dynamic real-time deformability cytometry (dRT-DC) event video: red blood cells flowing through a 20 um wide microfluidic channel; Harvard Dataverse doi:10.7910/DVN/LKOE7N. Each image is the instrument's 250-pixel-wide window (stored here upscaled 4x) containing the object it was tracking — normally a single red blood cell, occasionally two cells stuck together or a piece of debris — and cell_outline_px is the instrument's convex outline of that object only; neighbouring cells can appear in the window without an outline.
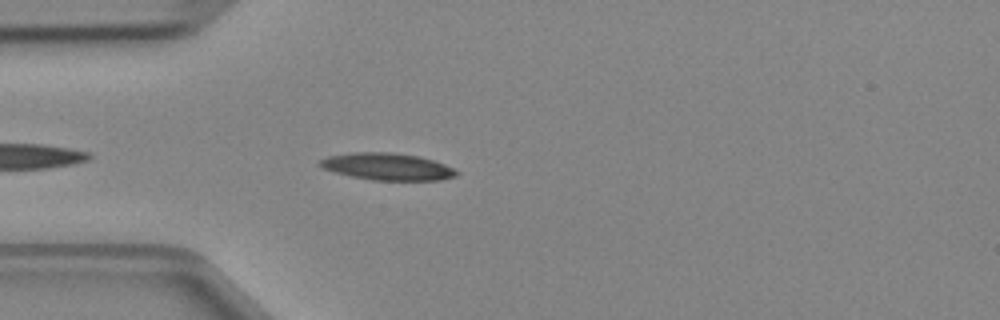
{"species": "Egyptian fruit bat (a non-hibernating species)", "species_latin": "Rousettus aegyptiacus", "temperature_condition": "cold", "stored_images_in_passage": 3, "camera_frame_rate_fps": 3000, "um_per_image_px": 0.085, "animal": {"sex": "female"}, "frame": {"image": 1, "passage_image": 3, "time_ms": 0.667, "image_size_px": [1000, 320], "cell_outline_px": [[460, 172], [456, 176], [440, 180], [372, 180], [352, 176], [320, 168], [316, 164], [320, 160], [328, 156], [352, 152], [392, 152], [416, 156], [432, 160], [444, 164]], "centroid_in_image_um": [32.89, 14.16], "position_along_channel_um": 52.1, "area_um2": 21.44}}